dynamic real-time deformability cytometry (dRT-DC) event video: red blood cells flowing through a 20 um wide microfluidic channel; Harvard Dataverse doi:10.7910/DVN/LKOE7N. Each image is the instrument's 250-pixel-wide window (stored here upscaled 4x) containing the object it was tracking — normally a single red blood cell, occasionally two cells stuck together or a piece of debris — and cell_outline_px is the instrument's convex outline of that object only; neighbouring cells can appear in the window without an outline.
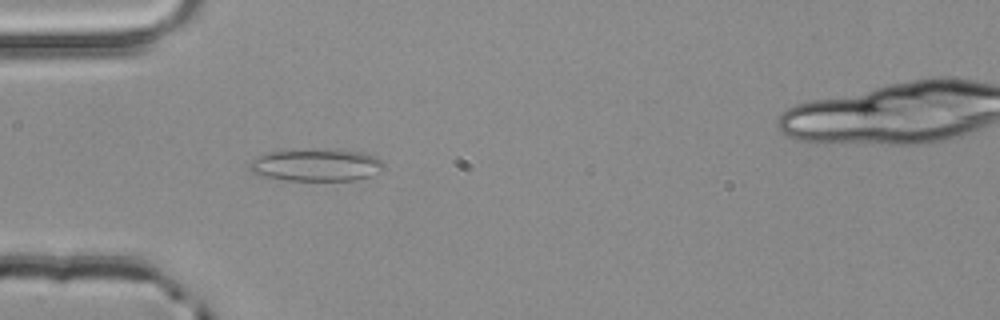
{"species": "common noctule bat (a hibernating species)", "species_latin": "Nyctalus noctula", "temperature_condition": "room temperature", "stored_images_in_passage": 5, "camera_frame_rate_fps": 3000, "um_per_image_px": 0.085, "animal": {"sex": "male", "body_mass_g": 20.4}, "frame": {"image": 1, "passage_image": 4, "time_ms": 1.0, "image_size_px": [1000, 320], "cell_outline_px": [[384, 172], [356, 180], [288, 180], [264, 176], [252, 172], [248, 168], [248, 164], [252, 160], [268, 152], [312, 148], [364, 152], [376, 156], [384, 164]], "centroid_in_image_um": [26.93, 14.01], "position_along_channel_um": 58.1, "area_um2": 25.55}}